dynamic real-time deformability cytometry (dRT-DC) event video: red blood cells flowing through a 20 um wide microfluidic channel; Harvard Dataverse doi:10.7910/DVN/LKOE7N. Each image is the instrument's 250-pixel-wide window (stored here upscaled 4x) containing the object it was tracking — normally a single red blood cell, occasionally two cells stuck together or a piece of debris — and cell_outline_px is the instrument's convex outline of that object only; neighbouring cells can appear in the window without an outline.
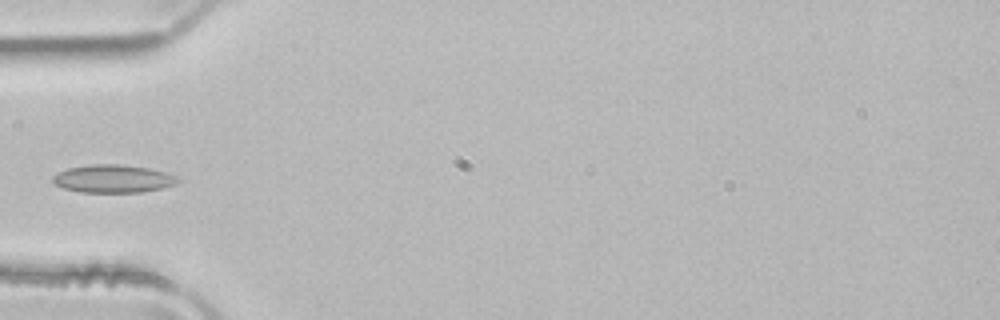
{"species": "common noctule bat (a hibernating species)", "species_latin": "Nyctalus noctula", "temperature_condition": "room temperature", "stored_images_in_passage": 4, "camera_frame_rate_fps": 3000, "um_per_image_px": 0.085, "animal": {"sex": "male", "body_mass_g": 21.5, "forearm_length_mm": 52.0}, "frame": {"image": 1, "passage_image": 4, "time_ms": 1.0, "image_size_px": [1000, 320], "cell_outline_px": [[180, 180], [172, 184], [160, 188], [140, 192], [80, 192], [64, 188], [56, 184], [52, 180], [52, 176], [68, 168], [92, 164], [120, 164], [148, 168], [164, 172], [176, 176]], "centroid_in_image_um": [9.58, 15.18], "position_along_channel_um": 75.4, "area_um2": 20.0}}